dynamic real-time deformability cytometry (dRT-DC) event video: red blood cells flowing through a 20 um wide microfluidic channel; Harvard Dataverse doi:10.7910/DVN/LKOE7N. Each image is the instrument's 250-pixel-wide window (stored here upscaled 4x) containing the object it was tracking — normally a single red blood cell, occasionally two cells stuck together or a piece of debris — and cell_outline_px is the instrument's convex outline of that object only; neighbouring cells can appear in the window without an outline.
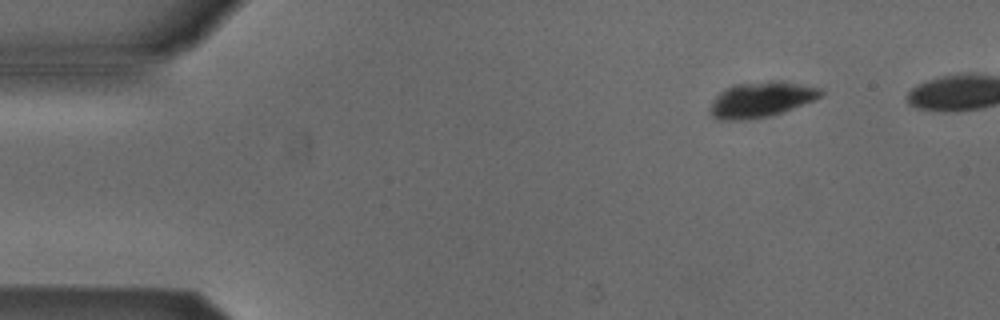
{"species": "Egyptian fruit bat (a non-hibernating species)", "species_latin": "Rousettus aegyptiacus", "temperature_condition": "cold", "stored_images_in_passage": 5, "camera_frame_rate_fps": 3000, "um_per_image_px": 0.085, "animal": {"sex": "male"}, "frame": {"image": 1, "passage_image": 2, "time_ms": 0.333, "image_size_px": [1000, 320], "cell_outline_px": [[824, 96], [792, 108], [768, 116], [744, 120], [720, 120], [712, 116], [708, 112], [712, 100], [724, 88], [732, 84], [772, 80], [780, 80], [820, 88], [824, 92]], "centroid_in_image_um": [64.66, 8.44], "position_along_channel_um": 20.3, "area_um2": 23.0}}